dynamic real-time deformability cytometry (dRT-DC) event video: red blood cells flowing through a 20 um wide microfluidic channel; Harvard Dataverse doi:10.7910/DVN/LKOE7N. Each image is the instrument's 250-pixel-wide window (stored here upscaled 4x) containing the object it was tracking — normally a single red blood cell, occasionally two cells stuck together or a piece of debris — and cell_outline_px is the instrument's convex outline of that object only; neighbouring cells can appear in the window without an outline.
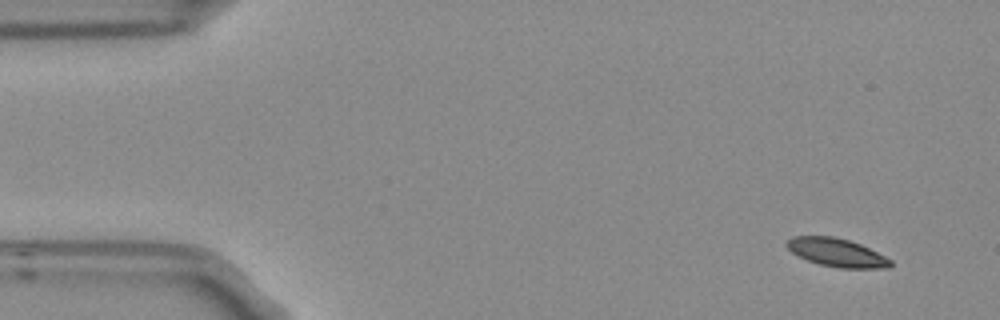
{"species": "Egyptian fruit bat (a non-hibernating species)", "species_latin": "Rousettus aegyptiacus", "temperature_condition": "room temperature", "stored_images_in_passage": 8, "camera_frame_rate_fps": 3000, "um_per_image_px": 0.085, "frame": {"image": 1, "passage_image": 2, "time_ms": 0.333, "image_size_px": [1000, 320], "cell_outline_px": [[892, 264], [888, 268], [840, 268], [820, 264], [808, 260], [792, 252], [784, 244], [792, 236], [832, 236], [848, 240], [860, 244], [892, 260]], "centroid_in_image_um": [71.11, 21.46], "position_along_channel_um": 13.9, "area_um2": 16.88}}
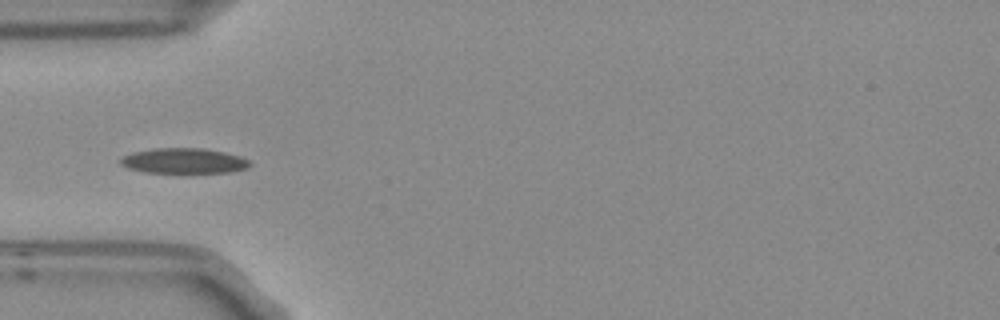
{"frame": {"image": 2, "passage_image": 5, "time_ms": 1.333, "image_size_px": [1000, 320], "cell_outline_px": [[252, 164], [248, 168], [232, 172], [188, 176], [144, 172], [128, 168], [120, 164], [120, 160], [124, 156], [132, 152], [156, 148], [204, 148], [224, 152], [240, 156], [248, 160]], "centroid_in_image_um": [15.67, 13.73], "position_along_channel_um": 69.3, "area_um2": 20.23}}